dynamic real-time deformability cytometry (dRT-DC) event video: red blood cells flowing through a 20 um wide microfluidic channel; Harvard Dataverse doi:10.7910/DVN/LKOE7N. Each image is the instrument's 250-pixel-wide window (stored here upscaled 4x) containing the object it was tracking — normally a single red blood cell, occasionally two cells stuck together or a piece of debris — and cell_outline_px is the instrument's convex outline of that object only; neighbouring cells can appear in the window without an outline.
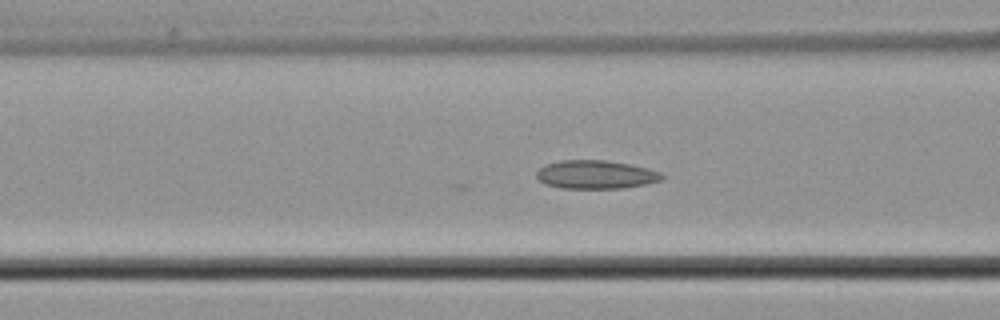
{"species": "common noctule bat (a hibernating species)", "species_latin": "Nyctalus noctula", "temperature_condition": "cold", "stored_images_in_passage": 31, "camera_frame_rate_fps": 3000, "um_per_image_px": 0.085, "animal": {"sex": "male", "body_mass_g": 21.5, "forearm_length_mm": 52.0}, "frame": {"image": 1, "passage_image": 4, "time_ms": 1.0, "image_size_px": [1000, 320], "cell_outline_px": [[664, 176], [660, 180], [644, 184], [624, 188], [560, 188], [548, 184], [540, 180], [536, 176], [536, 172], [544, 164], [560, 160], [608, 160], [648, 168], [660, 172]], "centroid_in_image_um": [50.62, 14.83], "position_along_channel_um": 116.0, "area_um2": 20.69}}
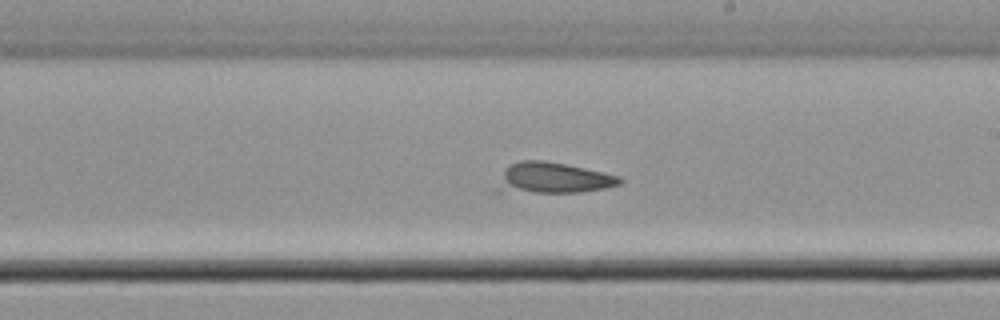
{"frame": {"image": 2, "passage_image": 14, "time_ms": 4.333, "image_size_px": [1000, 320], "cell_outline_px": [[624, 180], [620, 184], [604, 188], [580, 192], [492, 192], [504, 172], [512, 164], [520, 160], [544, 160], [584, 168], [620, 176]], "centroid_in_image_um": [46.98, 15.14], "position_along_channel_um": 242.0, "area_um2": 21.91}}
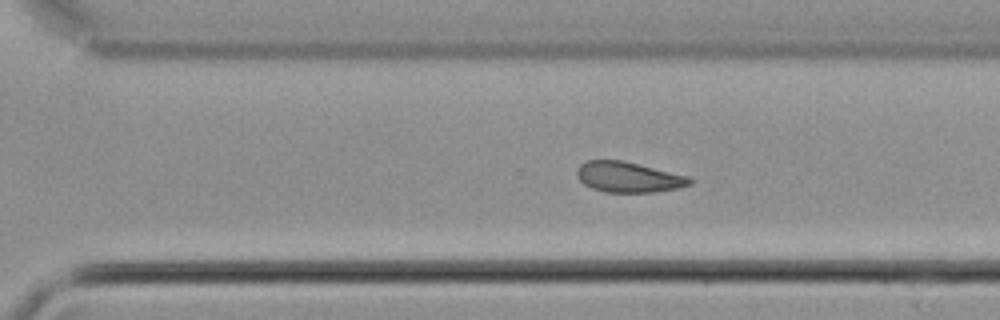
{"frame": {"image": 3, "passage_image": 20, "time_ms": 6.333, "image_size_px": [1000, 320], "cell_outline_px": [[692, 184], [680, 188], [652, 192], [604, 192], [592, 188], [584, 184], [576, 176], [576, 172], [580, 164], [588, 160], [624, 160], [688, 176], [692, 180]], "centroid_in_image_um": [53.41, 15.05], "position_along_channel_um": 317.2, "area_um2": 20.11}}